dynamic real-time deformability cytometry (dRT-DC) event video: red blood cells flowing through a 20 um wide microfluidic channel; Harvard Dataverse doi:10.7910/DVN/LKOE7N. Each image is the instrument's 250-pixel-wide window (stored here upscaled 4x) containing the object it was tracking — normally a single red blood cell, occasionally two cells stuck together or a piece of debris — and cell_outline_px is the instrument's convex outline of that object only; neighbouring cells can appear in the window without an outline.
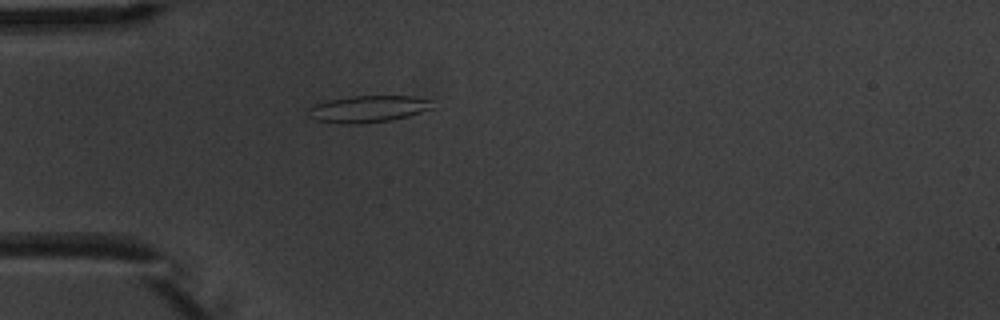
{"species": "common noctule bat (a hibernating species)", "species_latin": "Nyctalus noctula", "temperature_condition": "warm", "stored_images_in_passage": 4, "camera_frame_rate_fps": 3000, "um_per_image_px": 0.085, "animal": {"sex": "male", "body_mass_g": 20.1, "forearm_length_mm": 53.5}, "frame": {"image": 1, "passage_image": 4, "time_ms": 4.333, "image_size_px": [1000, 320], "cell_outline_px": [[432, 108], [408, 116], [392, 120], [352, 124], [348, 124], [316, 120], [308, 116], [308, 108], [316, 104], [328, 100], [352, 96], [412, 96], [432, 100]], "centroid_in_image_um": [31.28, 9.25], "position_along_channel_um": 53.7, "area_um2": 19.19}}